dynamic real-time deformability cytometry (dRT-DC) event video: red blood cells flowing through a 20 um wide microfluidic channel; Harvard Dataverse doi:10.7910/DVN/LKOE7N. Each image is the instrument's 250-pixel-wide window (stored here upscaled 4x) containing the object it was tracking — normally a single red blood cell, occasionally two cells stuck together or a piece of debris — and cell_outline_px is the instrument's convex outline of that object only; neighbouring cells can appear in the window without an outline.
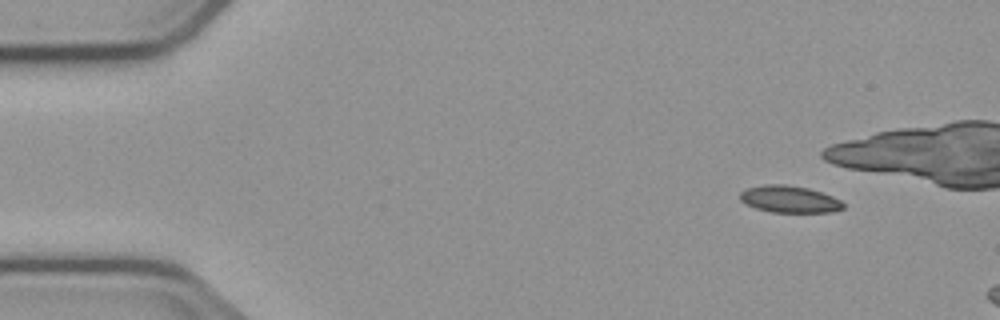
{"species": "common noctule bat (a hibernating species)", "species_latin": "Nyctalus noctula", "temperature_condition": "cold", "stored_images_in_passage": 16, "camera_frame_rate_fps": 3000, "um_per_image_px": 0.085, "animal": {"sex": "male", "body_mass_g": 23.1, "forearm_length_mm": 52.7}, "frame": {"image": 1, "passage_image": 5, "time_ms": 1.333, "image_size_px": [1000, 320], "cell_outline_px": [[844, 208], [832, 212], [772, 212], [756, 208], [744, 204], [740, 200], [740, 192], [748, 188], [764, 184], [784, 184], [808, 188], [832, 196], [840, 200], [844, 204]], "centroid_in_image_um": [67.08, 16.93], "position_along_channel_um": 17.9, "area_um2": 16.18}}